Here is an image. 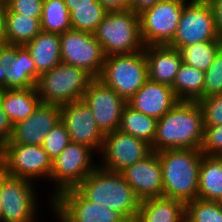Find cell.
Segmentation results:
<instances>
[{
	"label": "cell",
	"mask_w": 222,
	"mask_h": 222,
	"mask_svg": "<svg viewBox=\"0 0 222 222\" xmlns=\"http://www.w3.org/2000/svg\"><path fill=\"white\" fill-rule=\"evenodd\" d=\"M159 1L162 0H130L129 9L139 15L144 10L153 7Z\"/></svg>",
	"instance_id": "39"
},
{
	"label": "cell",
	"mask_w": 222,
	"mask_h": 222,
	"mask_svg": "<svg viewBox=\"0 0 222 222\" xmlns=\"http://www.w3.org/2000/svg\"><path fill=\"white\" fill-rule=\"evenodd\" d=\"M106 57L144 50L139 15L131 11H109L93 33Z\"/></svg>",
	"instance_id": "4"
},
{
	"label": "cell",
	"mask_w": 222,
	"mask_h": 222,
	"mask_svg": "<svg viewBox=\"0 0 222 222\" xmlns=\"http://www.w3.org/2000/svg\"><path fill=\"white\" fill-rule=\"evenodd\" d=\"M60 109L61 121L71 142L84 144L99 154L105 135L94 120L91 109L82 100L61 105Z\"/></svg>",
	"instance_id": "16"
},
{
	"label": "cell",
	"mask_w": 222,
	"mask_h": 222,
	"mask_svg": "<svg viewBox=\"0 0 222 222\" xmlns=\"http://www.w3.org/2000/svg\"><path fill=\"white\" fill-rule=\"evenodd\" d=\"M179 101L171 86L156 83L148 79L144 85L126 101V104L133 110L158 120Z\"/></svg>",
	"instance_id": "20"
},
{
	"label": "cell",
	"mask_w": 222,
	"mask_h": 222,
	"mask_svg": "<svg viewBox=\"0 0 222 222\" xmlns=\"http://www.w3.org/2000/svg\"><path fill=\"white\" fill-rule=\"evenodd\" d=\"M6 65L4 56L0 53V92L5 90Z\"/></svg>",
	"instance_id": "44"
},
{
	"label": "cell",
	"mask_w": 222,
	"mask_h": 222,
	"mask_svg": "<svg viewBox=\"0 0 222 222\" xmlns=\"http://www.w3.org/2000/svg\"><path fill=\"white\" fill-rule=\"evenodd\" d=\"M66 7H93L97 0H64Z\"/></svg>",
	"instance_id": "43"
},
{
	"label": "cell",
	"mask_w": 222,
	"mask_h": 222,
	"mask_svg": "<svg viewBox=\"0 0 222 222\" xmlns=\"http://www.w3.org/2000/svg\"><path fill=\"white\" fill-rule=\"evenodd\" d=\"M82 101L91 109L104 135L119 130L126 101L114 89L95 78L83 94Z\"/></svg>",
	"instance_id": "15"
},
{
	"label": "cell",
	"mask_w": 222,
	"mask_h": 222,
	"mask_svg": "<svg viewBox=\"0 0 222 222\" xmlns=\"http://www.w3.org/2000/svg\"><path fill=\"white\" fill-rule=\"evenodd\" d=\"M185 222H222L219 201L194 199L185 203Z\"/></svg>",
	"instance_id": "32"
},
{
	"label": "cell",
	"mask_w": 222,
	"mask_h": 222,
	"mask_svg": "<svg viewBox=\"0 0 222 222\" xmlns=\"http://www.w3.org/2000/svg\"><path fill=\"white\" fill-rule=\"evenodd\" d=\"M0 103L12 125L26 120L42 103L37 88L5 89L0 92Z\"/></svg>",
	"instance_id": "23"
},
{
	"label": "cell",
	"mask_w": 222,
	"mask_h": 222,
	"mask_svg": "<svg viewBox=\"0 0 222 222\" xmlns=\"http://www.w3.org/2000/svg\"><path fill=\"white\" fill-rule=\"evenodd\" d=\"M5 9L33 18H41L44 0H4Z\"/></svg>",
	"instance_id": "37"
},
{
	"label": "cell",
	"mask_w": 222,
	"mask_h": 222,
	"mask_svg": "<svg viewBox=\"0 0 222 222\" xmlns=\"http://www.w3.org/2000/svg\"><path fill=\"white\" fill-rule=\"evenodd\" d=\"M148 62L149 80L172 86L181 66L182 58L178 49L168 45L144 46Z\"/></svg>",
	"instance_id": "21"
},
{
	"label": "cell",
	"mask_w": 222,
	"mask_h": 222,
	"mask_svg": "<svg viewBox=\"0 0 222 222\" xmlns=\"http://www.w3.org/2000/svg\"><path fill=\"white\" fill-rule=\"evenodd\" d=\"M221 48L222 41H206L180 48L179 52L183 63L205 72Z\"/></svg>",
	"instance_id": "30"
},
{
	"label": "cell",
	"mask_w": 222,
	"mask_h": 222,
	"mask_svg": "<svg viewBox=\"0 0 222 222\" xmlns=\"http://www.w3.org/2000/svg\"><path fill=\"white\" fill-rule=\"evenodd\" d=\"M98 79L128 101L149 79L144 50L106 57Z\"/></svg>",
	"instance_id": "6"
},
{
	"label": "cell",
	"mask_w": 222,
	"mask_h": 222,
	"mask_svg": "<svg viewBox=\"0 0 222 222\" xmlns=\"http://www.w3.org/2000/svg\"><path fill=\"white\" fill-rule=\"evenodd\" d=\"M62 63L86 70L94 78L101 75L106 55L94 34L68 30L60 34Z\"/></svg>",
	"instance_id": "12"
},
{
	"label": "cell",
	"mask_w": 222,
	"mask_h": 222,
	"mask_svg": "<svg viewBox=\"0 0 222 222\" xmlns=\"http://www.w3.org/2000/svg\"><path fill=\"white\" fill-rule=\"evenodd\" d=\"M205 72L182 63L172 84L180 101H199L203 98Z\"/></svg>",
	"instance_id": "27"
},
{
	"label": "cell",
	"mask_w": 222,
	"mask_h": 222,
	"mask_svg": "<svg viewBox=\"0 0 222 222\" xmlns=\"http://www.w3.org/2000/svg\"><path fill=\"white\" fill-rule=\"evenodd\" d=\"M30 52L37 66V72L51 70L62 62L60 49V34L41 31L32 41L24 45Z\"/></svg>",
	"instance_id": "24"
},
{
	"label": "cell",
	"mask_w": 222,
	"mask_h": 222,
	"mask_svg": "<svg viewBox=\"0 0 222 222\" xmlns=\"http://www.w3.org/2000/svg\"><path fill=\"white\" fill-rule=\"evenodd\" d=\"M75 189L85 199L121 212L135 222L141 200L121 173L97 166Z\"/></svg>",
	"instance_id": "2"
},
{
	"label": "cell",
	"mask_w": 222,
	"mask_h": 222,
	"mask_svg": "<svg viewBox=\"0 0 222 222\" xmlns=\"http://www.w3.org/2000/svg\"><path fill=\"white\" fill-rule=\"evenodd\" d=\"M6 65L5 89L36 87L40 74L28 49L22 46H5L0 49Z\"/></svg>",
	"instance_id": "19"
},
{
	"label": "cell",
	"mask_w": 222,
	"mask_h": 222,
	"mask_svg": "<svg viewBox=\"0 0 222 222\" xmlns=\"http://www.w3.org/2000/svg\"><path fill=\"white\" fill-rule=\"evenodd\" d=\"M218 94H222V48L205 71L203 98Z\"/></svg>",
	"instance_id": "34"
},
{
	"label": "cell",
	"mask_w": 222,
	"mask_h": 222,
	"mask_svg": "<svg viewBox=\"0 0 222 222\" xmlns=\"http://www.w3.org/2000/svg\"><path fill=\"white\" fill-rule=\"evenodd\" d=\"M70 12V22L73 30L94 33L105 15L109 12L98 1L93 7H67Z\"/></svg>",
	"instance_id": "31"
},
{
	"label": "cell",
	"mask_w": 222,
	"mask_h": 222,
	"mask_svg": "<svg viewBox=\"0 0 222 222\" xmlns=\"http://www.w3.org/2000/svg\"><path fill=\"white\" fill-rule=\"evenodd\" d=\"M94 79L86 70L61 62L40 75L36 88L42 103L61 106L82 100Z\"/></svg>",
	"instance_id": "5"
},
{
	"label": "cell",
	"mask_w": 222,
	"mask_h": 222,
	"mask_svg": "<svg viewBox=\"0 0 222 222\" xmlns=\"http://www.w3.org/2000/svg\"><path fill=\"white\" fill-rule=\"evenodd\" d=\"M152 152L151 145L147 142L116 130L104 136L99 152L103 157L98 166L108 171L121 173L130 165L145 159Z\"/></svg>",
	"instance_id": "14"
},
{
	"label": "cell",
	"mask_w": 222,
	"mask_h": 222,
	"mask_svg": "<svg viewBox=\"0 0 222 222\" xmlns=\"http://www.w3.org/2000/svg\"><path fill=\"white\" fill-rule=\"evenodd\" d=\"M41 30L62 34L71 30L70 12L64 0H44L41 16Z\"/></svg>",
	"instance_id": "29"
},
{
	"label": "cell",
	"mask_w": 222,
	"mask_h": 222,
	"mask_svg": "<svg viewBox=\"0 0 222 222\" xmlns=\"http://www.w3.org/2000/svg\"><path fill=\"white\" fill-rule=\"evenodd\" d=\"M157 121L153 117L133 110L126 104L122 110L119 130L152 145L156 135Z\"/></svg>",
	"instance_id": "28"
},
{
	"label": "cell",
	"mask_w": 222,
	"mask_h": 222,
	"mask_svg": "<svg viewBox=\"0 0 222 222\" xmlns=\"http://www.w3.org/2000/svg\"><path fill=\"white\" fill-rule=\"evenodd\" d=\"M6 46L5 37V1L0 0V49Z\"/></svg>",
	"instance_id": "42"
},
{
	"label": "cell",
	"mask_w": 222,
	"mask_h": 222,
	"mask_svg": "<svg viewBox=\"0 0 222 222\" xmlns=\"http://www.w3.org/2000/svg\"><path fill=\"white\" fill-rule=\"evenodd\" d=\"M60 120V106L41 103L26 120L13 125L11 138L5 144L42 145L46 135Z\"/></svg>",
	"instance_id": "17"
},
{
	"label": "cell",
	"mask_w": 222,
	"mask_h": 222,
	"mask_svg": "<svg viewBox=\"0 0 222 222\" xmlns=\"http://www.w3.org/2000/svg\"><path fill=\"white\" fill-rule=\"evenodd\" d=\"M70 142L65 124L60 120L46 135L42 147L53 161Z\"/></svg>",
	"instance_id": "33"
},
{
	"label": "cell",
	"mask_w": 222,
	"mask_h": 222,
	"mask_svg": "<svg viewBox=\"0 0 222 222\" xmlns=\"http://www.w3.org/2000/svg\"><path fill=\"white\" fill-rule=\"evenodd\" d=\"M34 183L0 171L1 222H35L38 199Z\"/></svg>",
	"instance_id": "10"
},
{
	"label": "cell",
	"mask_w": 222,
	"mask_h": 222,
	"mask_svg": "<svg viewBox=\"0 0 222 222\" xmlns=\"http://www.w3.org/2000/svg\"><path fill=\"white\" fill-rule=\"evenodd\" d=\"M40 20L5 9L6 46H22L32 41L42 31Z\"/></svg>",
	"instance_id": "25"
},
{
	"label": "cell",
	"mask_w": 222,
	"mask_h": 222,
	"mask_svg": "<svg viewBox=\"0 0 222 222\" xmlns=\"http://www.w3.org/2000/svg\"><path fill=\"white\" fill-rule=\"evenodd\" d=\"M108 11L129 9L130 0H97Z\"/></svg>",
	"instance_id": "40"
},
{
	"label": "cell",
	"mask_w": 222,
	"mask_h": 222,
	"mask_svg": "<svg viewBox=\"0 0 222 222\" xmlns=\"http://www.w3.org/2000/svg\"><path fill=\"white\" fill-rule=\"evenodd\" d=\"M200 151L205 156L222 157V125L204 126Z\"/></svg>",
	"instance_id": "35"
},
{
	"label": "cell",
	"mask_w": 222,
	"mask_h": 222,
	"mask_svg": "<svg viewBox=\"0 0 222 222\" xmlns=\"http://www.w3.org/2000/svg\"><path fill=\"white\" fill-rule=\"evenodd\" d=\"M219 203H220V205H221V207H222V199H221V200H219Z\"/></svg>",
	"instance_id": "47"
},
{
	"label": "cell",
	"mask_w": 222,
	"mask_h": 222,
	"mask_svg": "<svg viewBox=\"0 0 222 222\" xmlns=\"http://www.w3.org/2000/svg\"><path fill=\"white\" fill-rule=\"evenodd\" d=\"M198 102L203 110L204 126L222 125V94L208 96Z\"/></svg>",
	"instance_id": "36"
},
{
	"label": "cell",
	"mask_w": 222,
	"mask_h": 222,
	"mask_svg": "<svg viewBox=\"0 0 222 222\" xmlns=\"http://www.w3.org/2000/svg\"><path fill=\"white\" fill-rule=\"evenodd\" d=\"M121 174L141 201L163 196L162 168L158 152H152L145 159L130 165Z\"/></svg>",
	"instance_id": "18"
},
{
	"label": "cell",
	"mask_w": 222,
	"mask_h": 222,
	"mask_svg": "<svg viewBox=\"0 0 222 222\" xmlns=\"http://www.w3.org/2000/svg\"><path fill=\"white\" fill-rule=\"evenodd\" d=\"M215 16V24L219 37L222 39V0H214L211 3Z\"/></svg>",
	"instance_id": "41"
},
{
	"label": "cell",
	"mask_w": 222,
	"mask_h": 222,
	"mask_svg": "<svg viewBox=\"0 0 222 222\" xmlns=\"http://www.w3.org/2000/svg\"><path fill=\"white\" fill-rule=\"evenodd\" d=\"M1 197H0V222H1V218H2V206H1Z\"/></svg>",
	"instance_id": "45"
},
{
	"label": "cell",
	"mask_w": 222,
	"mask_h": 222,
	"mask_svg": "<svg viewBox=\"0 0 222 222\" xmlns=\"http://www.w3.org/2000/svg\"><path fill=\"white\" fill-rule=\"evenodd\" d=\"M197 198L206 201L222 199V157L202 156Z\"/></svg>",
	"instance_id": "26"
},
{
	"label": "cell",
	"mask_w": 222,
	"mask_h": 222,
	"mask_svg": "<svg viewBox=\"0 0 222 222\" xmlns=\"http://www.w3.org/2000/svg\"><path fill=\"white\" fill-rule=\"evenodd\" d=\"M204 115L198 101H179L157 121L153 152L166 149H200Z\"/></svg>",
	"instance_id": "1"
},
{
	"label": "cell",
	"mask_w": 222,
	"mask_h": 222,
	"mask_svg": "<svg viewBox=\"0 0 222 222\" xmlns=\"http://www.w3.org/2000/svg\"><path fill=\"white\" fill-rule=\"evenodd\" d=\"M206 41H222L217 33L213 8L207 2L188 0L168 46L179 50Z\"/></svg>",
	"instance_id": "8"
},
{
	"label": "cell",
	"mask_w": 222,
	"mask_h": 222,
	"mask_svg": "<svg viewBox=\"0 0 222 222\" xmlns=\"http://www.w3.org/2000/svg\"><path fill=\"white\" fill-rule=\"evenodd\" d=\"M1 170L12 177L50 180L52 160L42 145L4 144L0 148Z\"/></svg>",
	"instance_id": "9"
},
{
	"label": "cell",
	"mask_w": 222,
	"mask_h": 222,
	"mask_svg": "<svg viewBox=\"0 0 222 222\" xmlns=\"http://www.w3.org/2000/svg\"><path fill=\"white\" fill-rule=\"evenodd\" d=\"M162 168L163 196L184 203L197 198L200 149H166L158 152Z\"/></svg>",
	"instance_id": "3"
},
{
	"label": "cell",
	"mask_w": 222,
	"mask_h": 222,
	"mask_svg": "<svg viewBox=\"0 0 222 222\" xmlns=\"http://www.w3.org/2000/svg\"><path fill=\"white\" fill-rule=\"evenodd\" d=\"M52 207L58 222H130L121 212L85 199L75 188L61 192Z\"/></svg>",
	"instance_id": "13"
},
{
	"label": "cell",
	"mask_w": 222,
	"mask_h": 222,
	"mask_svg": "<svg viewBox=\"0 0 222 222\" xmlns=\"http://www.w3.org/2000/svg\"><path fill=\"white\" fill-rule=\"evenodd\" d=\"M95 151L79 143L70 142L65 149L52 161L50 180L55 184L50 195L52 200L67 189L76 188L98 166L92 161Z\"/></svg>",
	"instance_id": "7"
},
{
	"label": "cell",
	"mask_w": 222,
	"mask_h": 222,
	"mask_svg": "<svg viewBox=\"0 0 222 222\" xmlns=\"http://www.w3.org/2000/svg\"><path fill=\"white\" fill-rule=\"evenodd\" d=\"M198 1H202V2H207V3H211L214 0H198Z\"/></svg>",
	"instance_id": "46"
},
{
	"label": "cell",
	"mask_w": 222,
	"mask_h": 222,
	"mask_svg": "<svg viewBox=\"0 0 222 222\" xmlns=\"http://www.w3.org/2000/svg\"><path fill=\"white\" fill-rule=\"evenodd\" d=\"M135 222H185V203L164 196L145 199Z\"/></svg>",
	"instance_id": "22"
},
{
	"label": "cell",
	"mask_w": 222,
	"mask_h": 222,
	"mask_svg": "<svg viewBox=\"0 0 222 222\" xmlns=\"http://www.w3.org/2000/svg\"><path fill=\"white\" fill-rule=\"evenodd\" d=\"M188 0H162L139 14L144 46L168 45L173 39Z\"/></svg>",
	"instance_id": "11"
},
{
	"label": "cell",
	"mask_w": 222,
	"mask_h": 222,
	"mask_svg": "<svg viewBox=\"0 0 222 222\" xmlns=\"http://www.w3.org/2000/svg\"><path fill=\"white\" fill-rule=\"evenodd\" d=\"M12 132L13 125L0 103V148L10 140Z\"/></svg>",
	"instance_id": "38"
}]
</instances>
